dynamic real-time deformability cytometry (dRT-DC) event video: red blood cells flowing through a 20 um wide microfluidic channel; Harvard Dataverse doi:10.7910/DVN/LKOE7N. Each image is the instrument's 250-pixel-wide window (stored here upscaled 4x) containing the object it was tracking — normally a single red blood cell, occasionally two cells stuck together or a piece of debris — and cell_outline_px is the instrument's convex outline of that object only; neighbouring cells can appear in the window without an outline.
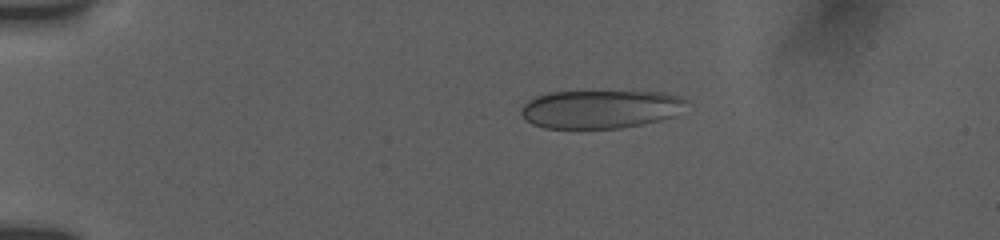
{"species": "human", "species_latin": "Homo sapiens", "temperature_condition": "room temperature", "stored_images_in_passage": 13, "camera_frame_rate_fps": 3000, "um_per_image_px": 0.085, "donor": {"sex": "female"}, "frame": {"image": 1, "passage_image": 1, "time_ms": 0.0, "image_size_px": [1000, 240], "cell_outline_px": [[688, 100], [676, 116], [660, 120], [620, 128], [544, 128], [532, 124], [524, 120], [520, 112], [520, 108], [528, 100], [536, 96], [552, 92], [652, 92], [680, 96]], "centroid_in_image_um": [50.99, 9.28], "position_along_channel_um": 34.0, "area_um2": 36.76}}
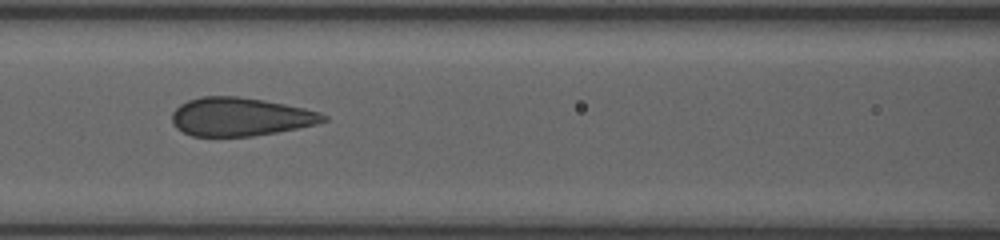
{"frame": {"image": 2, "passage_image": 9, "time_ms": 4.667, "image_size_px": [1000, 240], "cell_outline_px": [[328, 120], [316, 124], [276, 132], [252, 136], [192, 136], [176, 128], [172, 124], [172, 112], [180, 104], [188, 100], [200, 96], [236, 96], [264, 100], [304, 108], [320, 112], [328, 116]], "centroid_in_image_um": [20.41, 9.92], "position_along_channel_um": 146.2, "area_um2": 33.87}}
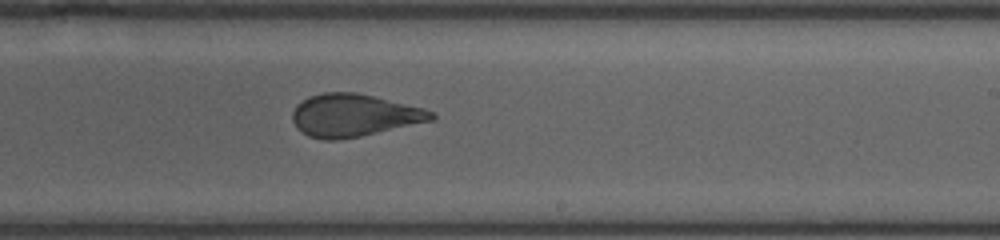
{"frame": {"image": 3, "passage_image": 13, "time_ms": 7.667, "image_size_px": [1000, 240], "cell_outline_px": [[436, 120], [360, 136], [336, 140], [324, 140], [308, 136], [296, 128], [292, 120], [292, 112], [296, 104], [308, 96], [324, 92], [356, 92], [424, 108], [432, 112], [436, 116]], "centroid_in_image_um": [30.06, 9.8], "position_along_channel_um": 258.9, "area_um2": 34.62}}